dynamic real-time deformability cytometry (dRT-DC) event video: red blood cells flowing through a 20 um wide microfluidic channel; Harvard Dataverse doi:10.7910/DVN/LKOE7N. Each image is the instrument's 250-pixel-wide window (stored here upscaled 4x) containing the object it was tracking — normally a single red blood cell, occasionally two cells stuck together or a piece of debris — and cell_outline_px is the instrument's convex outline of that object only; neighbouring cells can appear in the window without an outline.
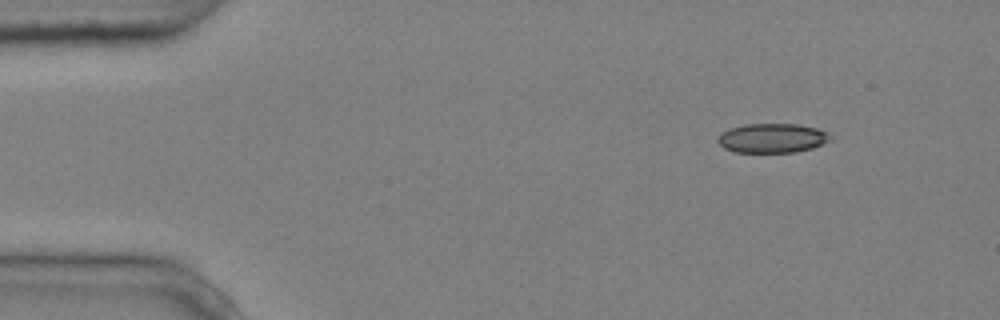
{"species": "common noctule bat (a hibernating species)", "species_latin": "Nyctalus noctula", "temperature_condition": "cold", "stored_images_in_passage": 6, "segment_of_instrument_passage": [2, 2], "camera_frame_rate_fps": 3000, "um_per_image_px": 0.085, "animal": {"sex": "male", "body_mass_g": 20.4}, "frame": {"image": 1, "passage_image": 6, "time_ms": 1.667, "image_size_px": [1000, 320], "cell_outline_px": [[828, 140], [812, 148], [796, 152], [736, 152], [724, 148], [716, 140], [720, 132], [728, 128], [744, 124], [800, 124], [816, 128], [824, 132], [828, 136]], "centroid_in_image_um": [65.54, 11.73], "position_along_channel_um": 19.5, "area_um2": 19.07}}